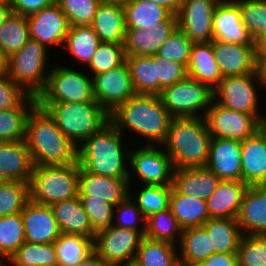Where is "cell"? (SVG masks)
<instances>
[{
	"mask_svg": "<svg viewBox=\"0 0 266 266\" xmlns=\"http://www.w3.org/2000/svg\"><path fill=\"white\" fill-rule=\"evenodd\" d=\"M122 135L109 122L78 146L77 161L85 171L96 175L129 178L130 188L131 173L133 174V172L129 171L125 162L129 161L130 151L122 148Z\"/></svg>",
	"mask_w": 266,
	"mask_h": 266,
	"instance_id": "3957f363",
	"label": "cell"
},
{
	"mask_svg": "<svg viewBox=\"0 0 266 266\" xmlns=\"http://www.w3.org/2000/svg\"><path fill=\"white\" fill-rule=\"evenodd\" d=\"M90 26L100 42L124 45L127 29L122 4L101 1Z\"/></svg>",
	"mask_w": 266,
	"mask_h": 266,
	"instance_id": "484cf974",
	"label": "cell"
},
{
	"mask_svg": "<svg viewBox=\"0 0 266 266\" xmlns=\"http://www.w3.org/2000/svg\"><path fill=\"white\" fill-rule=\"evenodd\" d=\"M25 242L22 214L0 217V258L9 260Z\"/></svg>",
	"mask_w": 266,
	"mask_h": 266,
	"instance_id": "b9f144b4",
	"label": "cell"
},
{
	"mask_svg": "<svg viewBox=\"0 0 266 266\" xmlns=\"http://www.w3.org/2000/svg\"><path fill=\"white\" fill-rule=\"evenodd\" d=\"M38 104L48 111L59 130L76 147L110 122V115L97 102Z\"/></svg>",
	"mask_w": 266,
	"mask_h": 266,
	"instance_id": "5b68a950",
	"label": "cell"
},
{
	"mask_svg": "<svg viewBox=\"0 0 266 266\" xmlns=\"http://www.w3.org/2000/svg\"><path fill=\"white\" fill-rule=\"evenodd\" d=\"M33 166L24 140L0 142V181L29 183Z\"/></svg>",
	"mask_w": 266,
	"mask_h": 266,
	"instance_id": "d4e9b609",
	"label": "cell"
},
{
	"mask_svg": "<svg viewBox=\"0 0 266 266\" xmlns=\"http://www.w3.org/2000/svg\"><path fill=\"white\" fill-rule=\"evenodd\" d=\"M4 262H3V260L0 258V266H6L5 264H6V262L3 264Z\"/></svg>",
	"mask_w": 266,
	"mask_h": 266,
	"instance_id": "89a4df30",
	"label": "cell"
},
{
	"mask_svg": "<svg viewBox=\"0 0 266 266\" xmlns=\"http://www.w3.org/2000/svg\"><path fill=\"white\" fill-rule=\"evenodd\" d=\"M29 39L27 16L12 12L0 26V50L9 57L19 51Z\"/></svg>",
	"mask_w": 266,
	"mask_h": 266,
	"instance_id": "ab89813d",
	"label": "cell"
},
{
	"mask_svg": "<svg viewBox=\"0 0 266 266\" xmlns=\"http://www.w3.org/2000/svg\"><path fill=\"white\" fill-rule=\"evenodd\" d=\"M25 228V242L35 244L54 243L61 231L51 206L29 200L21 211Z\"/></svg>",
	"mask_w": 266,
	"mask_h": 266,
	"instance_id": "ffe728a7",
	"label": "cell"
},
{
	"mask_svg": "<svg viewBox=\"0 0 266 266\" xmlns=\"http://www.w3.org/2000/svg\"><path fill=\"white\" fill-rule=\"evenodd\" d=\"M152 1L166 8L171 14L177 15L184 0H152Z\"/></svg>",
	"mask_w": 266,
	"mask_h": 266,
	"instance_id": "680465c9",
	"label": "cell"
},
{
	"mask_svg": "<svg viewBox=\"0 0 266 266\" xmlns=\"http://www.w3.org/2000/svg\"><path fill=\"white\" fill-rule=\"evenodd\" d=\"M9 57L0 50V76L8 75Z\"/></svg>",
	"mask_w": 266,
	"mask_h": 266,
	"instance_id": "be15d7a7",
	"label": "cell"
},
{
	"mask_svg": "<svg viewBox=\"0 0 266 266\" xmlns=\"http://www.w3.org/2000/svg\"><path fill=\"white\" fill-rule=\"evenodd\" d=\"M95 101L110 115L136 95L127 63L91 76Z\"/></svg>",
	"mask_w": 266,
	"mask_h": 266,
	"instance_id": "4fadbf2b",
	"label": "cell"
},
{
	"mask_svg": "<svg viewBox=\"0 0 266 266\" xmlns=\"http://www.w3.org/2000/svg\"><path fill=\"white\" fill-rule=\"evenodd\" d=\"M100 41L90 25L70 26L63 48L85 65L89 64Z\"/></svg>",
	"mask_w": 266,
	"mask_h": 266,
	"instance_id": "f35d334b",
	"label": "cell"
},
{
	"mask_svg": "<svg viewBox=\"0 0 266 266\" xmlns=\"http://www.w3.org/2000/svg\"><path fill=\"white\" fill-rule=\"evenodd\" d=\"M29 96L30 94L8 75L0 76V110L16 108Z\"/></svg>",
	"mask_w": 266,
	"mask_h": 266,
	"instance_id": "11a10c76",
	"label": "cell"
},
{
	"mask_svg": "<svg viewBox=\"0 0 266 266\" xmlns=\"http://www.w3.org/2000/svg\"><path fill=\"white\" fill-rule=\"evenodd\" d=\"M71 266H108L107 263L94 251L85 260Z\"/></svg>",
	"mask_w": 266,
	"mask_h": 266,
	"instance_id": "91938a15",
	"label": "cell"
},
{
	"mask_svg": "<svg viewBox=\"0 0 266 266\" xmlns=\"http://www.w3.org/2000/svg\"><path fill=\"white\" fill-rule=\"evenodd\" d=\"M27 20L30 39L38 41L45 47L58 45L63 47L70 24L56 1L27 16Z\"/></svg>",
	"mask_w": 266,
	"mask_h": 266,
	"instance_id": "2e32d148",
	"label": "cell"
},
{
	"mask_svg": "<svg viewBox=\"0 0 266 266\" xmlns=\"http://www.w3.org/2000/svg\"><path fill=\"white\" fill-rule=\"evenodd\" d=\"M29 200V183L0 181V217L21 213Z\"/></svg>",
	"mask_w": 266,
	"mask_h": 266,
	"instance_id": "ee69618b",
	"label": "cell"
},
{
	"mask_svg": "<svg viewBox=\"0 0 266 266\" xmlns=\"http://www.w3.org/2000/svg\"><path fill=\"white\" fill-rule=\"evenodd\" d=\"M52 68L45 89L37 96L38 103L96 102L93 80L88 74L65 66L56 65Z\"/></svg>",
	"mask_w": 266,
	"mask_h": 266,
	"instance_id": "9c48e42d",
	"label": "cell"
},
{
	"mask_svg": "<svg viewBox=\"0 0 266 266\" xmlns=\"http://www.w3.org/2000/svg\"><path fill=\"white\" fill-rule=\"evenodd\" d=\"M70 26L91 25L100 0H56Z\"/></svg>",
	"mask_w": 266,
	"mask_h": 266,
	"instance_id": "681fc988",
	"label": "cell"
},
{
	"mask_svg": "<svg viewBox=\"0 0 266 266\" xmlns=\"http://www.w3.org/2000/svg\"><path fill=\"white\" fill-rule=\"evenodd\" d=\"M104 2H115V3H120L123 4L124 2H127L128 0H100Z\"/></svg>",
	"mask_w": 266,
	"mask_h": 266,
	"instance_id": "03108f58",
	"label": "cell"
},
{
	"mask_svg": "<svg viewBox=\"0 0 266 266\" xmlns=\"http://www.w3.org/2000/svg\"><path fill=\"white\" fill-rule=\"evenodd\" d=\"M88 215L92 228L97 232L114 222L115 205L102 198H79Z\"/></svg>",
	"mask_w": 266,
	"mask_h": 266,
	"instance_id": "f5cc1de1",
	"label": "cell"
},
{
	"mask_svg": "<svg viewBox=\"0 0 266 266\" xmlns=\"http://www.w3.org/2000/svg\"><path fill=\"white\" fill-rule=\"evenodd\" d=\"M187 76L185 65L157 55V96L164 88L182 81Z\"/></svg>",
	"mask_w": 266,
	"mask_h": 266,
	"instance_id": "db71d44e",
	"label": "cell"
},
{
	"mask_svg": "<svg viewBox=\"0 0 266 266\" xmlns=\"http://www.w3.org/2000/svg\"><path fill=\"white\" fill-rule=\"evenodd\" d=\"M182 232L183 229L169 208L146 219V232L144 236L147 238L166 241L176 245V240H180Z\"/></svg>",
	"mask_w": 266,
	"mask_h": 266,
	"instance_id": "7bdbcfd3",
	"label": "cell"
},
{
	"mask_svg": "<svg viewBox=\"0 0 266 266\" xmlns=\"http://www.w3.org/2000/svg\"><path fill=\"white\" fill-rule=\"evenodd\" d=\"M56 0H12L10 7L13 13L29 16L44 7L50 6Z\"/></svg>",
	"mask_w": 266,
	"mask_h": 266,
	"instance_id": "9f6ffc18",
	"label": "cell"
},
{
	"mask_svg": "<svg viewBox=\"0 0 266 266\" xmlns=\"http://www.w3.org/2000/svg\"><path fill=\"white\" fill-rule=\"evenodd\" d=\"M248 187L243 181L221 180L216 190L206 200L210 218L237 219Z\"/></svg>",
	"mask_w": 266,
	"mask_h": 266,
	"instance_id": "4316f807",
	"label": "cell"
},
{
	"mask_svg": "<svg viewBox=\"0 0 266 266\" xmlns=\"http://www.w3.org/2000/svg\"><path fill=\"white\" fill-rule=\"evenodd\" d=\"M241 11L242 22L256 42L266 34V0H234Z\"/></svg>",
	"mask_w": 266,
	"mask_h": 266,
	"instance_id": "bcb514c9",
	"label": "cell"
},
{
	"mask_svg": "<svg viewBox=\"0 0 266 266\" xmlns=\"http://www.w3.org/2000/svg\"><path fill=\"white\" fill-rule=\"evenodd\" d=\"M136 94L157 95V54L126 56Z\"/></svg>",
	"mask_w": 266,
	"mask_h": 266,
	"instance_id": "8d00e7d4",
	"label": "cell"
},
{
	"mask_svg": "<svg viewBox=\"0 0 266 266\" xmlns=\"http://www.w3.org/2000/svg\"><path fill=\"white\" fill-rule=\"evenodd\" d=\"M178 245L180 265L201 263L214 253L211 251L210 238L203 226L184 229Z\"/></svg>",
	"mask_w": 266,
	"mask_h": 266,
	"instance_id": "d590c367",
	"label": "cell"
},
{
	"mask_svg": "<svg viewBox=\"0 0 266 266\" xmlns=\"http://www.w3.org/2000/svg\"><path fill=\"white\" fill-rule=\"evenodd\" d=\"M51 208L61 233L83 235L95 239L96 231L91 226L79 196L57 202L51 205Z\"/></svg>",
	"mask_w": 266,
	"mask_h": 266,
	"instance_id": "f1b7e54d",
	"label": "cell"
},
{
	"mask_svg": "<svg viewBox=\"0 0 266 266\" xmlns=\"http://www.w3.org/2000/svg\"><path fill=\"white\" fill-rule=\"evenodd\" d=\"M221 179L206 167L174 169L173 187L182 195L207 200Z\"/></svg>",
	"mask_w": 266,
	"mask_h": 266,
	"instance_id": "83f0119b",
	"label": "cell"
},
{
	"mask_svg": "<svg viewBox=\"0 0 266 266\" xmlns=\"http://www.w3.org/2000/svg\"><path fill=\"white\" fill-rule=\"evenodd\" d=\"M126 62L124 45L100 42L88 66L92 74L117 68Z\"/></svg>",
	"mask_w": 266,
	"mask_h": 266,
	"instance_id": "7dc6e473",
	"label": "cell"
},
{
	"mask_svg": "<svg viewBox=\"0 0 266 266\" xmlns=\"http://www.w3.org/2000/svg\"><path fill=\"white\" fill-rule=\"evenodd\" d=\"M47 56V47L29 39L19 51L9 56L8 76L37 97L47 85Z\"/></svg>",
	"mask_w": 266,
	"mask_h": 266,
	"instance_id": "ba28073f",
	"label": "cell"
},
{
	"mask_svg": "<svg viewBox=\"0 0 266 266\" xmlns=\"http://www.w3.org/2000/svg\"><path fill=\"white\" fill-rule=\"evenodd\" d=\"M212 48L223 78L257 72L256 45L228 44L213 40Z\"/></svg>",
	"mask_w": 266,
	"mask_h": 266,
	"instance_id": "d6986e66",
	"label": "cell"
},
{
	"mask_svg": "<svg viewBox=\"0 0 266 266\" xmlns=\"http://www.w3.org/2000/svg\"><path fill=\"white\" fill-rule=\"evenodd\" d=\"M129 178L96 175L80 167L79 198H102L117 206L129 196Z\"/></svg>",
	"mask_w": 266,
	"mask_h": 266,
	"instance_id": "603a6c76",
	"label": "cell"
},
{
	"mask_svg": "<svg viewBox=\"0 0 266 266\" xmlns=\"http://www.w3.org/2000/svg\"><path fill=\"white\" fill-rule=\"evenodd\" d=\"M54 245L58 266L80 263L94 252V240L83 235L61 233Z\"/></svg>",
	"mask_w": 266,
	"mask_h": 266,
	"instance_id": "74e56055",
	"label": "cell"
},
{
	"mask_svg": "<svg viewBox=\"0 0 266 266\" xmlns=\"http://www.w3.org/2000/svg\"><path fill=\"white\" fill-rule=\"evenodd\" d=\"M79 173L78 161L69 165L33 166L29 182L30 200L51 206L78 196Z\"/></svg>",
	"mask_w": 266,
	"mask_h": 266,
	"instance_id": "8992f818",
	"label": "cell"
},
{
	"mask_svg": "<svg viewBox=\"0 0 266 266\" xmlns=\"http://www.w3.org/2000/svg\"><path fill=\"white\" fill-rule=\"evenodd\" d=\"M37 104V97L30 95L20 106L0 110V142L25 139L28 116Z\"/></svg>",
	"mask_w": 266,
	"mask_h": 266,
	"instance_id": "e575fe53",
	"label": "cell"
},
{
	"mask_svg": "<svg viewBox=\"0 0 266 266\" xmlns=\"http://www.w3.org/2000/svg\"><path fill=\"white\" fill-rule=\"evenodd\" d=\"M143 237L139 231L111 225L96 232L94 251L108 266L133 264Z\"/></svg>",
	"mask_w": 266,
	"mask_h": 266,
	"instance_id": "8fae6325",
	"label": "cell"
},
{
	"mask_svg": "<svg viewBox=\"0 0 266 266\" xmlns=\"http://www.w3.org/2000/svg\"><path fill=\"white\" fill-rule=\"evenodd\" d=\"M201 263L204 266H238L237 253H213Z\"/></svg>",
	"mask_w": 266,
	"mask_h": 266,
	"instance_id": "6f0895ef",
	"label": "cell"
},
{
	"mask_svg": "<svg viewBox=\"0 0 266 266\" xmlns=\"http://www.w3.org/2000/svg\"><path fill=\"white\" fill-rule=\"evenodd\" d=\"M169 209L183 230L203 226L210 219L206 200L182 195L174 187L170 195Z\"/></svg>",
	"mask_w": 266,
	"mask_h": 266,
	"instance_id": "4dcf8cb0",
	"label": "cell"
},
{
	"mask_svg": "<svg viewBox=\"0 0 266 266\" xmlns=\"http://www.w3.org/2000/svg\"><path fill=\"white\" fill-rule=\"evenodd\" d=\"M130 189L131 188H129V196L114 208V212H116V210L118 212L116 213L117 216L113 217L116 218L117 221L116 223H112V226L139 231L144 236L146 232V219L137 204L133 201L134 199ZM139 221H141V223L143 222L141 227H139L141 224Z\"/></svg>",
	"mask_w": 266,
	"mask_h": 266,
	"instance_id": "f907efd6",
	"label": "cell"
},
{
	"mask_svg": "<svg viewBox=\"0 0 266 266\" xmlns=\"http://www.w3.org/2000/svg\"><path fill=\"white\" fill-rule=\"evenodd\" d=\"M237 262L238 266H266V235H243Z\"/></svg>",
	"mask_w": 266,
	"mask_h": 266,
	"instance_id": "c3c4849f",
	"label": "cell"
},
{
	"mask_svg": "<svg viewBox=\"0 0 266 266\" xmlns=\"http://www.w3.org/2000/svg\"><path fill=\"white\" fill-rule=\"evenodd\" d=\"M204 118L212 138L240 142L252 136L263 126L253 115L230 110L215 100Z\"/></svg>",
	"mask_w": 266,
	"mask_h": 266,
	"instance_id": "7c38bea8",
	"label": "cell"
},
{
	"mask_svg": "<svg viewBox=\"0 0 266 266\" xmlns=\"http://www.w3.org/2000/svg\"><path fill=\"white\" fill-rule=\"evenodd\" d=\"M237 222L243 235H266V185L247 188Z\"/></svg>",
	"mask_w": 266,
	"mask_h": 266,
	"instance_id": "cb8c5ba5",
	"label": "cell"
},
{
	"mask_svg": "<svg viewBox=\"0 0 266 266\" xmlns=\"http://www.w3.org/2000/svg\"><path fill=\"white\" fill-rule=\"evenodd\" d=\"M205 167L214 172L221 180L242 181L241 142L212 138Z\"/></svg>",
	"mask_w": 266,
	"mask_h": 266,
	"instance_id": "44dd1931",
	"label": "cell"
},
{
	"mask_svg": "<svg viewBox=\"0 0 266 266\" xmlns=\"http://www.w3.org/2000/svg\"><path fill=\"white\" fill-rule=\"evenodd\" d=\"M178 27L177 15L171 14L165 21L148 29L126 28L124 49L126 56L156 55L160 46Z\"/></svg>",
	"mask_w": 266,
	"mask_h": 266,
	"instance_id": "ac0fdd59",
	"label": "cell"
},
{
	"mask_svg": "<svg viewBox=\"0 0 266 266\" xmlns=\"http://www.w3.org/2000/svg\"><path fill=\"white\" fill-rule=\"evenodd\" d=\"M0 1L8 3V4H10L12 2V0H0Z\"/></svg>",
	"mask_w": 266,
	"mask_h": 266,
	"instance_id": "a7ac6f4b",
	"label": "cell"
},
{
	"mask_svg": "<svg viewBox=\"0 0 266 266\" xmlns=\"http://www.w3.org/2000/svg\"><path fill=\"white\" fill-rule=\"evenodd\" d=\"M255 44L257 61H266V34L258 39Z\"/></svg>",
	"mask_w": 266,
	"mask_h": 266,
	"instance_id": "94428289",
	"label": "cell"
},
{
	"mask_svg": "<svg viewBox=\"0 0 266 266\" xmlns=\"http://www.w3.org/2000/svg\"><path fill=\"white\" fill-rule=\"evenodd\" d=\"M136 201L145 219L169 208V200L173 185H143Z\"/></svg>",
	"mask_w": 266,
	"mask_h": 266,
	"instance_id": "f6af8a7d",
	"label": "cell"
},
{
	"mask_svg": "<svg viewBox=\"0 0 266 266\" xmlns=\"http://www.w3.org/2000/svg\"><path fill=\"white\" fill-rule=\"evenodd\" d=\"M203 227L206 229L214 253H237L243 236L237 219L210 218Z\"/></svg>",
	"mask_w": 266,
	"mask_h": 266,
	"instance_id": "1f68e13d",
	"label": "cell"
},
{
	"mask_svg": "<svg viewBox=\"0 0 266 266\" xmlns=\"http://www.w3.org/2000/svg\"><path fill=\"white\" fill-rule=\"evenodd\" d=\"M193 42L177 27L168 39L160 46L157 55L179 62L187 67Z\"/></svg>",
	"mask_w": 266,
	"mask_h": 266,
	"instance_id": "816d5d0a",
	"label": "cell"
},
{
	"mask_svg": "<svg viewBox=\"0 0 266 266\" xmlns=\"http://www.w3.org/2000/svg\"><path fill=\"white\" fill-rule=\"evenodd\" d=\"M9 262L15 266H58L54 243L24 242Z\"/></svg>",
	"mask_w": 266,
	"mask_h": 266,
	"instance_id": "60d3db41",
	"label": "cell"
},
{
	"mask_svg": "<svg viewBox=\"0 0 266 266\" xmlns=\"http://www.w3.org/2000/svg\"><path fill=\"white\" fill-rule=\"evenodd\" d=\"M261 86L258 71L252 74L224 77L214 89V100L237 112L253 115L262 125H266V116L259 113V101L256 82Z\"/></svg>",
	"mask_w": 266,
	"mask_h": 266,
	"instance_id": "30bf717a",
	"label": "cell"
},
{
	"mask_svg": "<svg viewBox=\"0 0 266 266\" xmlns=\"http://www.w3.org/2000/svg\"><path fill=\"white\" fill-rule=\"evenodd\" d=\"M177 245L143 237L137 250L134 266H180Z\"/></svg>",
	"mask_w": 266,
	"mask_h": 266,
	"instance_id": "836d02e7",
	"label": "cell"
},
{
	"mask_svg": "<svg viewBox=\"0 0 266 266\" xmlns=\"http://www.w3.org/2000/svg\"><path fill=\"white\" fill-rule=\"evenodd\" d=\"M11 13L10 4L0 1V26L8 19Z\"/></svg>",
	"mask_w": 266,
	"mask_h": 266,
	"instance_id": "6125c7cd",
	"label": "cell"
},
{
	"mask_svg": "<svg viewBox=\"0 0 266 266\" xmlns=\"http://www.w3.org/2000/svg\"><path fill=\"white\" fill-rule=\"evenodd\" d=\"M122 6L126 28H153L171 15L166 8L152 0H128Z\"/></svg>",
	"mask_w": 266,
	"mask_h": 266,
	"instance_id": "d6a6232c",
	"label": "cell"
},
{
	"mask_svg": "<svg viewBox=\"0 0 266 266\" xmlns=\"http://www.w3.org/2000/svg\"><path fill=\"white\" fill-rule=\"evenodd\" d=\"M242 181L248 186L266 185V125L241 142Z\"/></svg>",
	"mask_w": 266,
	"mask_h": 266,
	"instance_id": "7402d4cb",
	"label": "cell"
},
{
	"mask_svg": "<svg viewBox=\"0 0 266 266\" xmlns=\"http://www.w3.org/2000/svg\"><path fill=\"white\" fill-rule=\"evenodd\" d=\"M180 266H204L202 263H193V264H186V265H180Z\"/></svg>",
	"mask_w": 266,
	"mask_h": 266,
	"instance_id": "003e7915",
	"label": "cell"
},
{
	"mask_svg": "<svg viewBox=\"0 0 266 266\" xmlns=\"http://www.w3.org/2000/svg\"><path fill=\"white\" fill-rule=\"evenodd\" d=\"M213 40L228 44L256 45L242 22L234 0L219 2L213 14Z\"/></svg>",
	"mask_w": 266,
	"mask_h": 266,
	"instance_id": "e0dca14e",
	"label": "cell"
},
{
	"mask_svg": "<svg viewBox=\"0 0 266 266\" xmlns=\"http://www.w3.org/2000/svg\"><path fill=\"white\" fill-rule=\"evenodd\" d=\"M159 96L172 118H204L214 100V90L187 76L164 88Z\"/></svg>",
	"mask_w": 266,
	"mask_h": 266,
	"instance_id": "52a82bcc",
	"label": "cell"
},
{
	"mask_svg": "<svg viewBox=\"0 0 266 266\" xmlns=\"http://www.w3.org/2000/svg\"><path fill=\"white\" fill-rule=\"evenodd\" d=\"M257 63V71L260 76L261 86H263V88H266V61H257Z\"/></svg>",
	"mask_w": 266,
	"mask_h": 266,
	"instance_id": "e7e4bbea",
	"label": "cell"
},
{
	"mask_svg": "<svg viewBox=\"0 0 266 266\" xmlns=\"http://www.w3.org/2000/svg\"><path fill=\"white\" fill-rule=\"evenodd\" d=\"M128 166L144 185H172L174 166L164 148L148 145L130 150ZM130 164V165H129Z\"/></svg>",
	"mask_w": 266,
	"mask_h": 266,
	"instance_id": "5bb4252c",
	"label": "cell"
},
{
	"mask_svg": "<svg viewBox=\"0 0 266 266\" xmlns=\"http://www.w3.org/2000/svg\"><path fill=\"white\" fill-rule=\"evenodd\" d=\"M24 141L34 166L77 162L78 147L59 130L54 118L39 104L28 116Z\"/></svg>",
	"mask_w": 266,
	"mask_h": 266,
	"instance_id": "6da1fadb",
	"label": "cell"
},
{
	"mask_svg": "<svg viewBox=\"0 0 266 266\" xmlns=\"http://www.w3.org/2000/svg\"><path fill=\"white\" fill-rule=\"evenodd\" d=\"M172 119L160 96L145 94L134 95L110 114V122L121 133L127 128L147 139L148 145L165 142Z\"/></svg>",
	"mask_w": 266,
	"mask_h": 266,
	"instance_id": "7a4b0ae2",
	"label": "cell"
},
{
	"mask_svg": "<svg viewBox=\"0 0 266 266\" xmlns=\"http://www.w3.org/2000/svg\"><path fill=\"white\" fill-rule=\"evenodd\" d=\"M217 0H184L177 14L178 27L193 43L213 41V14Z\"/></svg>",
	"mask_w": 266,
	"mask_h": 266,
	"instance_id": "9a60e30c",
	"label": "cell"
},
{
	"mask_svg": "<svg viewBox=\"0 0 266 266\" xmlns=\"http://www.w3.org/2000/svg\"><path fill=\"white\" fill-rule=\"evenodd\" d=\"M187 72L189 77L209 85L213 90L220 84L223 76L215 59L212 41L192 44Z\"/></svg>",
	"mask_w": 266,
	"mask_h": 266,
	"instance_id": "f546056e",
	"label": "cell"
},
{
	"mask_svg": "<svg viewBox=\"0 0 266 266\" xmlns=\"http://www.w3.org/2000/svg\"><path fill=\"white\" fill-rule=\"evenodd\" d=\"M212 137L205 118H173L161 145L174 169L205 167Z\"/></svg>",
	"mask_w": 266,
	"mask_h": 266,
	"instance_id": "277c9868",
	"label": "cell"
}]
</instances>
